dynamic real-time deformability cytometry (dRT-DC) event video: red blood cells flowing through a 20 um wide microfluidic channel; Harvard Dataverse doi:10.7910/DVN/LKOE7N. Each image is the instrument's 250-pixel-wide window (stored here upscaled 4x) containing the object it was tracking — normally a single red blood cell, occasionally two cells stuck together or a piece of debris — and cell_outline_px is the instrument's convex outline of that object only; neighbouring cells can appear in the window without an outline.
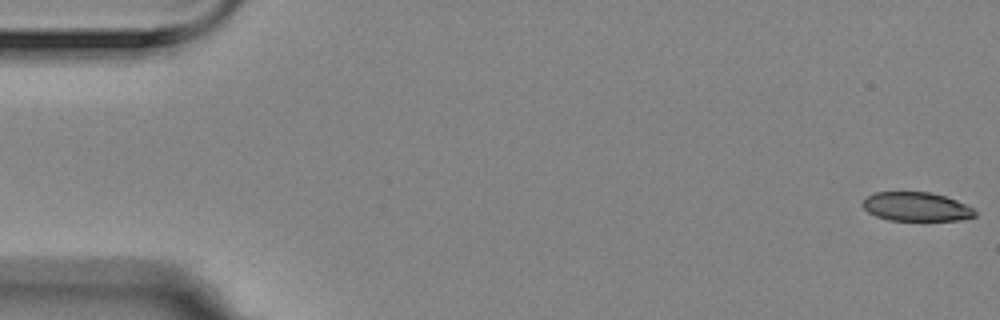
{"species": "Egyptian fruit bat (a non-hibernating species)", "species_latin": "Rousettus aegyptiacus", "temperature_condition": "room temperature", "stored_images_in_passage": 57, "camera_frame_rate_fps": 3000, "um_per_image_px": 0.085, "animal": {"sex": "female"}, "frame": {"image": 1, "passage_image": 1, "time_ms": 0.0, "image_size_px": [1000, 320], "cell_outline_px": [[976, 216], [960, 220], [888, 220], [876, 216], [868, 212], [860, 204], [868, 196], [876, 192], [928, 192], [944, 196], [956, 200], [972, 208], [976, 212]], "centroid_in_image_um": [77.86, 17.57], "position_along_channel_um": 7.1, "area_um2": 18.79}}
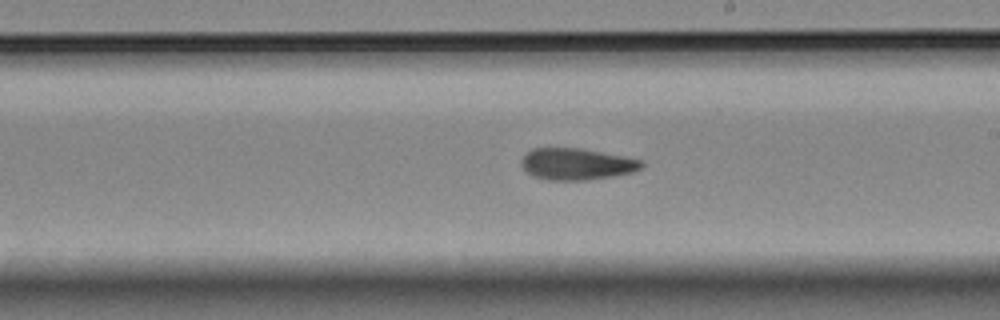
{"frame": {"image": 2, "passage_image": 32, "time_ms": 10.333, "image_size_px": [1000, 320], "cell_outline_px": [[644, 164], [640, 168], [632, 172], [612, 176], [584, 180], [548, 180], [536, 176], [528, 172], [520, 164], [520, 160], [532, 148], [580, 148], [640, 160]], "centroid_in_image_um": [48.97, 13.94], "position_along_channel_um": 240.0, "area_um2": 21.68}}
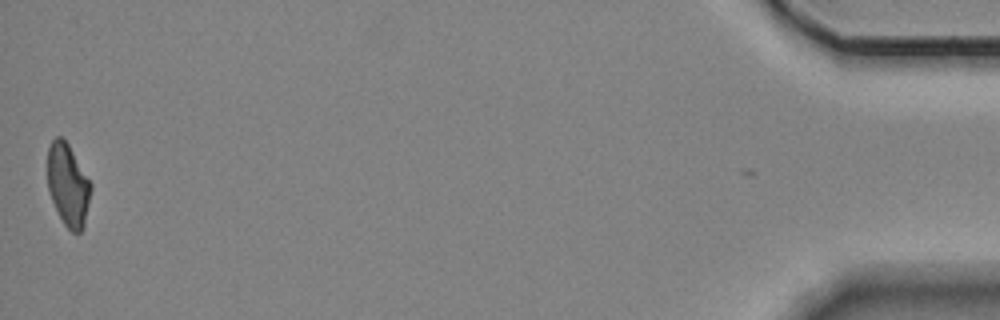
{"frame": {"image": 3, "passage_image": 56, "time_ms": 18.333, "image_size_px": [1000, 320], "cell_outline_px": [[92, 188], [84, 228], [80, 232], [72, 232], [64, 224], [52, 200], [48, 188], [48, 148], [52, 140], [56, 136], [60, 136], [68, 144], [92, 184]], "centroid_in_image_um": [5.8, 15.73], "position_along_channel_um": 429.4, "area_um2": 20.63}}